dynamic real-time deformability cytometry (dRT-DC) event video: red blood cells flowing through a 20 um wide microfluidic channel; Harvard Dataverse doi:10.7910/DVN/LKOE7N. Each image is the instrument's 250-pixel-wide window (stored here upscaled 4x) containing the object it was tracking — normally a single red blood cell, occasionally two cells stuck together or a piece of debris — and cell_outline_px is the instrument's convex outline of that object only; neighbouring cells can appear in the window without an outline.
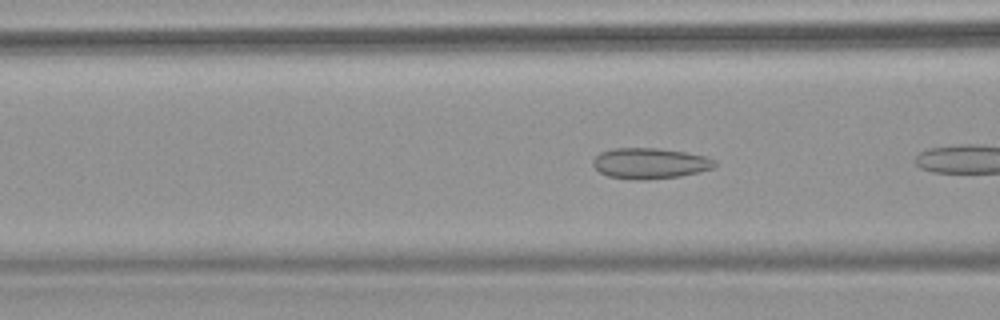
{"species": "common noctule bat (a hibernating species)", "species_latin": "Nyctalus noctula", "temperature_condition": "warm", "stored_images_in_passage": 6, "camera_frame_rate_fps": 3000, "um_per_image_px": 0.085, "animal": {"sex": "female", "body_mass_g": 18.4}, "frame": {"image": 1, "passage_image": 5, "time_ms": 1.333, "image_size_px": [1000, 320], "cell_outline_px": [[716, 164], [712, 168], [700, 172], [680, 176], [644, 180], [640, 180], [608, 176], [600, 172], [592, 164], [592, 160], [600, 152], [616, 148], [656, 148], [684, 152], [704, 156], [716, 160]], "centroid_in_image_um": [55.24, 13.88], "position_along_channel_um": 111.4, "area_um2": 21.68}}